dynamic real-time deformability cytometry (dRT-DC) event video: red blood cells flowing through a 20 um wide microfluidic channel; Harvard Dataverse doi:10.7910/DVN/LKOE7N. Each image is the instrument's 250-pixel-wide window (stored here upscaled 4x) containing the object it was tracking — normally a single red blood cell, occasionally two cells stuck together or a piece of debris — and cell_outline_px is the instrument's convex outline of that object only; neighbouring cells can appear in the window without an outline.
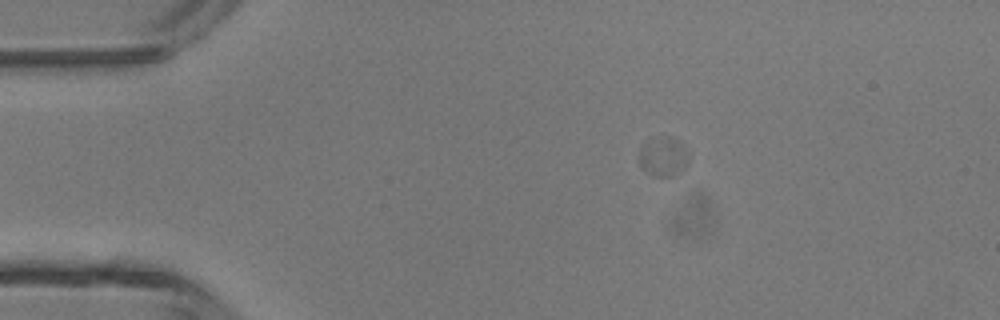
{"species": "common noctule bat (a hibernating species)", "species_latin": "Nyctalus noctula", "temperature_condition": "room temperature", "stored_images_in_passage": 48, "camera_frame_rate_fps": 3000, "um_per_image_px": 0.085, "animal": {"sex": "male", "body_mass_g": 13.3}, "frame": {"image": 1, "passage_image": 9, "time_ms": 2.667, "image_size_px": [1000, 320], "cell_outline_px": [[688, 164], [676, 176], [656, 176], [644, 168], [640, 164], [640, 148], [648, 140], [656, 136], [668, 136], [684, 144], [688, 152]], "centroid_in_image_um": [56.43, 13.29], "position_along_channel_um": 28.6, "area_um2": 11.33}}
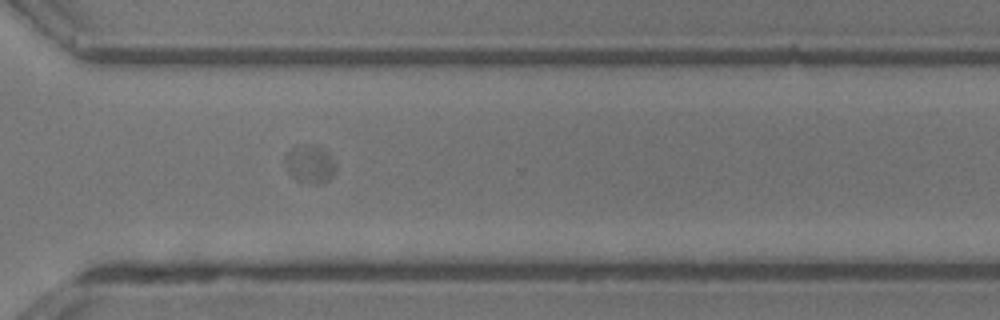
{"frame": {"image": 2, "passage_image": 35, "time_ms": 11.333, "image_size_px": [1000, 320], "cell_outline_px": [[336, 168], [332, 176], [328, 180], [320, 184], [316, 184], [296, 180], [288, 172], [284, 160], [284, 156], [292, 148], [312, 144], [328, 152]], "centroid_in_image_um": [26.32, 13.96], "position_along_channel_um": 344.3, "area_um2": 10.98}}
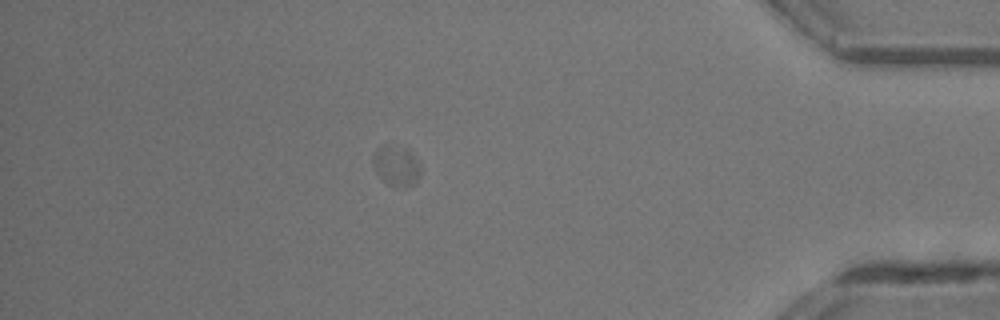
{"frame": {"image": 3, "passage_image": 42, "time_ms": 13.667, "image_size_px": [1000, 320], "cell_outline_px": [[420, 176], [412, 184], [404, 188], [388, 184], [380, 176], [372, 160], [372, 156], [376, 148], [384, 144], [388, 144], [408, 148], [420, 164]], "centroid_in_image_um": [33.7, 14.04], "position_along_channel_um": 401.5, "area_um2": 11.16}}